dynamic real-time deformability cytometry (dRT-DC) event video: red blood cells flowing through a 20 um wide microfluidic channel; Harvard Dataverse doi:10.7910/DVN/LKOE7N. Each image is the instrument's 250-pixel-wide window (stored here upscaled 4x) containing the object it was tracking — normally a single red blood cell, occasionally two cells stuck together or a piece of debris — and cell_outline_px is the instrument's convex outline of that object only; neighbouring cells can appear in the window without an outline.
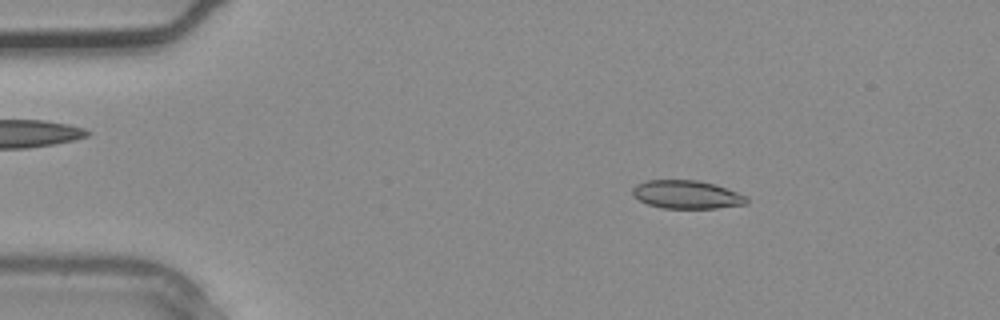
{"species": "common noctule bat (a hibernating species)", "species_latin": "Nyctalus noctula", "temperature_condition": "warm", "stored_images_in_passage": 2, "camera_frame_rate_fps": 3000, "um_per_image_px": 0.085, "animal": {"sex": "male", "body_mass_g": 20.4}, "frame": {"image": 1, "passage_image": 1, "time_ms": 0.0, "image_size_px": [1000, 320], "cell_outline_px": [[748, 204], [716, 208], [664, 208], [648, 204], [632, 196], [632, 188], [636, 184], [648, 180], [696, 180], [712, 184], [748, 196]], "centroid_in_image_um": [58.36, 16.54], "position_along_channel_um": 26.6, "area_um2": 18.67}}